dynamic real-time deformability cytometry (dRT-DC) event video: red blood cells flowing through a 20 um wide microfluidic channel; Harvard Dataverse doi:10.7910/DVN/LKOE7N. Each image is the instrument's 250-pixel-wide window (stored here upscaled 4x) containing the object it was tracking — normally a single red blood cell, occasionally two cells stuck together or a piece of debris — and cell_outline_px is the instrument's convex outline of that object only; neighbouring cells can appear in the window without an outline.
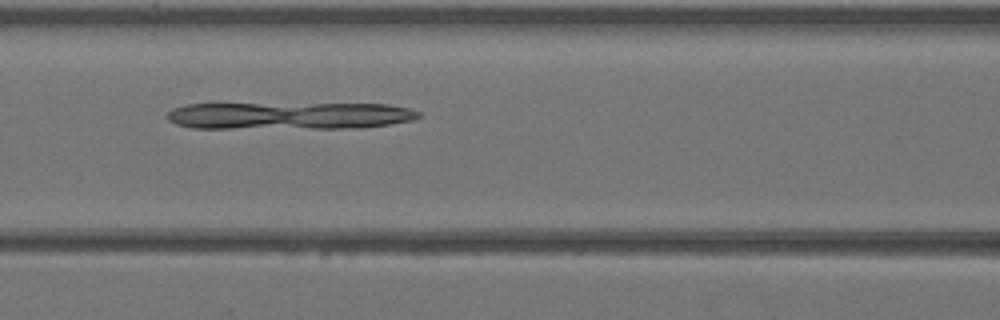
{"species": "Egyptian fruit bat (a non-hibernating species)", "species_latin": "Rousettus aegyptiacus", "temperature_condition": "warm", "stored_images_in_passage": 40, "camera_frame_rate_fps": 3000, "um_per_image_px": 0.085, "animal": {"sex": "female"}, "frame": {"image": 1, "passage_image": 16, "time_ms": 5.0, "image_size_px": [1000, 320], "cell_outline_px": [[420, 116], [412, 120], [388, 124], [360, 128], [192, 128], [176, 124], [168, 120], [164, 116], [172, 108], [188, 104], [388, 104], [408, 108], [420, 112]], "centroid_in_image_um": [24.55, 9.84], "position_along_channel_um": 142.1, "area_um2": 40.0}}
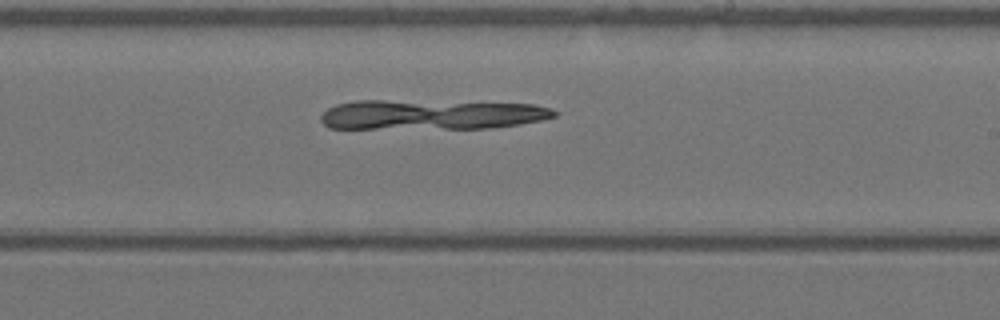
{"frame": {"image": 2, "passage_image": 23, "time_ms": 7.333, "image_size_px": [1000, 320], "cell_outline_px": [[556, 116], [540, 120], [520, 124], [488, 128], [328, 128], [320, 120], [320, 116], [328, 108], [336, 104], [356, 100], [384, 100], [532, 104], [552, 108], [556, 112]], "centroid_in_image_um": [36.62, 9.74], "position_along_channel_um": 252.4, "area_um2": 40.4}}
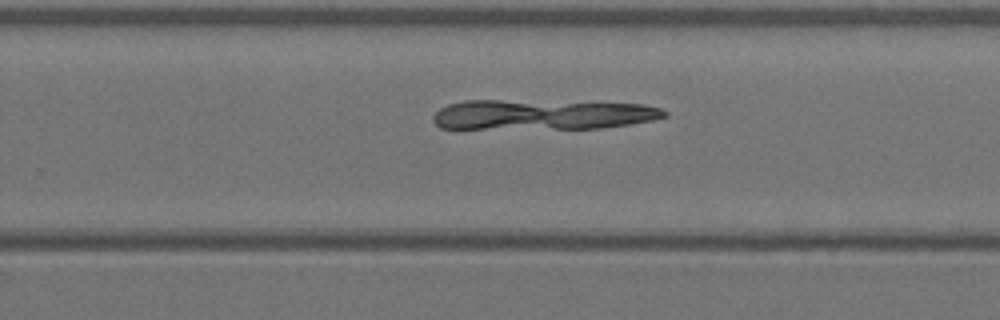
{"frame": {"image": 3, "passage_image": 25, "time_ms": 8.0, "image_size_px": [1000, 320], "cell_outline_px": [[668, 116], [652, 120], [628, 124], [600, 128], [440, 128], [432, 120], [432, 116], [440, 108], [448, 104], [464, 100], [500, 100], [644, 104], [660, 108], [668, 112]], "centroid_in_image_um": [46.08, 9.74], "position_along_channel_um": 283.7, "area_um2": 40.29}}